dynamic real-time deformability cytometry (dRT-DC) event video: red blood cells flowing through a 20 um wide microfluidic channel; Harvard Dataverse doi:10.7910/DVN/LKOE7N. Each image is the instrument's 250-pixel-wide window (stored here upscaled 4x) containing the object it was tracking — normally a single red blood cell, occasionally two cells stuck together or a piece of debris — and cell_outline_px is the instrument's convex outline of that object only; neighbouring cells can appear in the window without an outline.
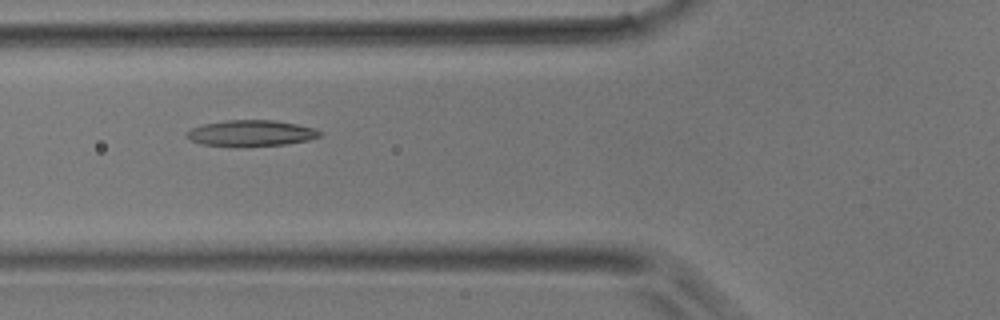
{"species": "common noctule bat (a hibernating species)", "species_latin": "Nyctalus noctula", "temperature_condition": "room temperature", "stored_images_in_passage": 5, "camera_frame_rate_fps": 3000, "um_per_image_px": 0.085, "animal": {"sex": "male", "body_mass_g": 17.9}, "frame": {"image": 1, "passage_image": 4, "time_ms": 1.0, "image_size_px": [1000, 320], "cell_outline_px": [[324, 132], [320, 136], [308, 140], [284, 144], [236, 148], [200, 144], [184, 136], [184, 132], [192, 128], [204, 124], [224, 120], [272, 120], [296, 124], [316, 128]], "centroid_in_image_um": [21.3, 11.34], "position_along_channel_um": 104.5, "area_um2": 20.69}}
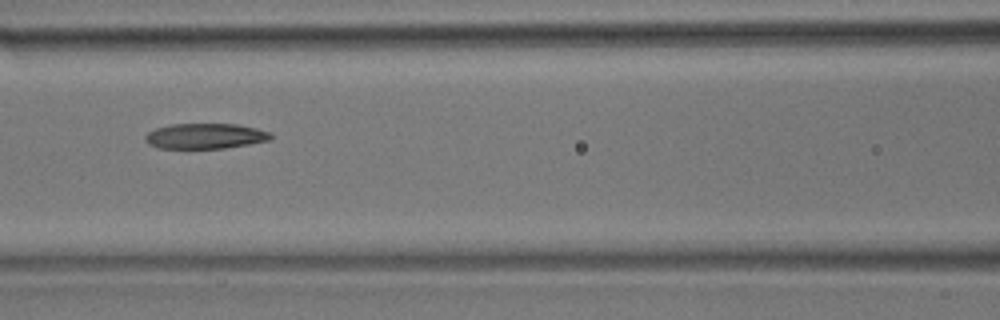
{"frame": {"image": 2, "passage_image": 5, "time_ms": 1.333, "image_size_px": [1000, 320], "cell_outline_px": [[272, 140], [224, 148], [160, 148], [148, 144], [144, 140], [144, 136], [148, 132], [156, 128], [172, 124], [236, 124], [256, 128], [272, 132]], "centroid_in_image_um": [17.46, 11.56], "position_along_channel_um": 149.1, "area_um2": 18.61}}